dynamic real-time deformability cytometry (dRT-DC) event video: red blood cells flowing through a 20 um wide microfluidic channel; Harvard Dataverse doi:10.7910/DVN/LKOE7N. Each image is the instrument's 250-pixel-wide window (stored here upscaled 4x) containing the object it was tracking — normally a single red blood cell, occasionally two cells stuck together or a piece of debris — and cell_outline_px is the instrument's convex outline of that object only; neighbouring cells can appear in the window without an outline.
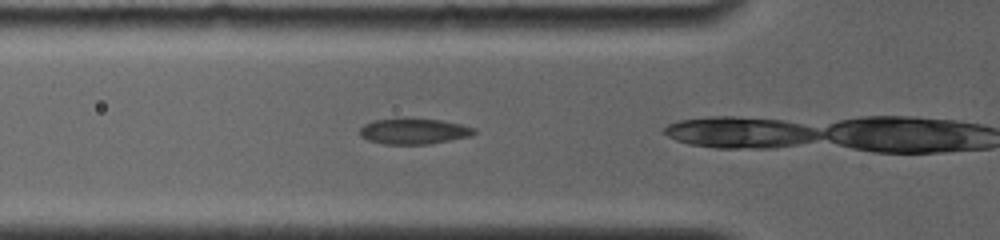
{"species": "common noctule bat (a hibernating species)", "species_latin": "Nyctalus noctula", "temperature_condition": "room temperature", "stored_images_in_passage": 10, "camera_frame_rate_fps": 4000, "um_per_image_px": 0.085, "animal": {"sex": "female", "body_mass_g": 19.0, "forearm_length_mm": 56.7}, "frame": {"image": 1, "passage_image": 2, "time_ms": 0.75, "image_size_px": [1000, 240], "cell_outline_px": [[476, 132], [472, 136], [428, 144], [384, 144], [368, 140], [360, 136], [360, 128], [364, 124], [376, 120], [440, 120], [460, 124], [476, 128]], "centroid_in_image_um": [35.2, 11.19], "position_along_channel_um": 90.6, "area_um2": 16.65}}